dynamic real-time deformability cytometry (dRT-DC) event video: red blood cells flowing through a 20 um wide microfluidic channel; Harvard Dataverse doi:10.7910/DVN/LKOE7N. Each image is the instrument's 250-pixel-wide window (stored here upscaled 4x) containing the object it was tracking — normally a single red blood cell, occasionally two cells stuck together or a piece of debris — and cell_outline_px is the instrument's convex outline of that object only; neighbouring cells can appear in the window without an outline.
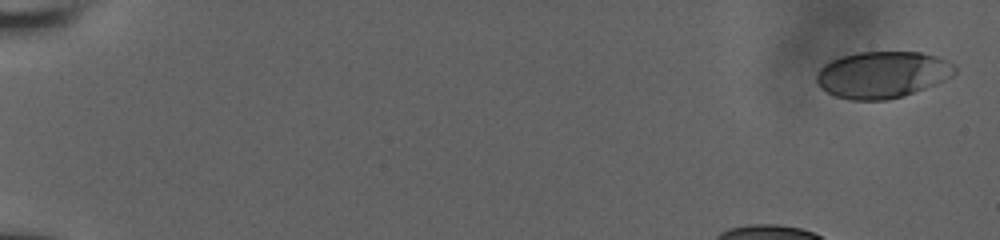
{"species": "human", "species_latin": "Homo sapiens", "temperature_condition": "room temperature", "stored_images_in_passage": 12, "camera_frame_rate_fps": 3000, "um_per_image_px": 0.085, "donor": {"sex": "male"}, "frame": {"image": 1, "passage_image": 1, "time_ms": 0.0, "image_size_px": [1000, 240], "cell_outline_px": [[956, 72], [952, 76], [944, 80], [904, 96], [888, 100], [852, 100], [836, 96], [820, 88], [816, 84], [816, 76], [820, 68], [824, 64], [840, 56], [856, 52], [920, 52], [936, 56], [952, 64], [956, 68]], "centroid_in_image_um": [74.96, 6.34], "position_along_channel_um": 10.0, "area_um2": 37.57}}
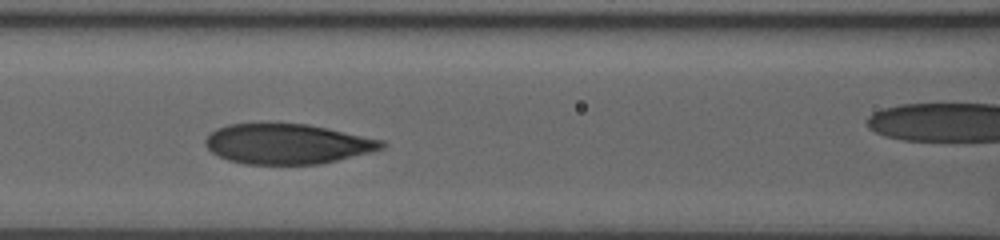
{"frame": {"image": 2, "passage_image": 10, "time_ms": 7.0, "image_size_px": [1000, 240], "cell_outline_px": [[388, 144], [384, 148], [372, 152], [320, 164], [244, 164], [228, 160], [212, 152], [204, 144], [204, 140], [216, 128], [228, 124], [308, 124], [384, 140]], "centroid_in_image_um": [24.45, 12.24], "position_along_channel_um": 142.2, "area_um2": 41.15}}